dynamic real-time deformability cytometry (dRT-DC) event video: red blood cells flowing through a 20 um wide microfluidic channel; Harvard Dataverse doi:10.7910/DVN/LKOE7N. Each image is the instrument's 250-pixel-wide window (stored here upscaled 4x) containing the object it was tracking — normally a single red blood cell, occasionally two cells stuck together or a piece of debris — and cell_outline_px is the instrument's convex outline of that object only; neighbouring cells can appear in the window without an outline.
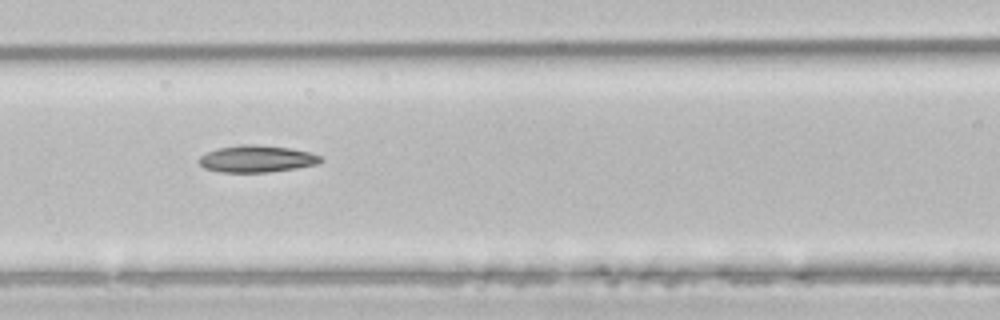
{"species": "common noctule bat (a hibernating species)", "species_latin": "Nyctalus noctula", "temperature_condition": "room temperature", "stored_images_in_passage": 6, "camera_frame_rate_fps": 3000, "um_per_image_px": 0.085, "animal": {"sex": "male", "body_mass_g": 21.5, "forearm_length_mm": 52.0}, "frame": {"image": 1, "passage_image": 4, "time_ms": 1.0, "image_size_px": [1000, 320], "cell_outline_px": [[324, 160], [316, 164], [296, 168], [268, 172], [220, 172], [204, 168], [200, 164], [200, 156], [216, 148], [240, 144], [260, 144], [288, 148], [308, 152], [324, 156]], "centroid_in_image_um": [21.84, 13.49], "position_along_channel_um": 144.8, "area_um2": 19.13}}
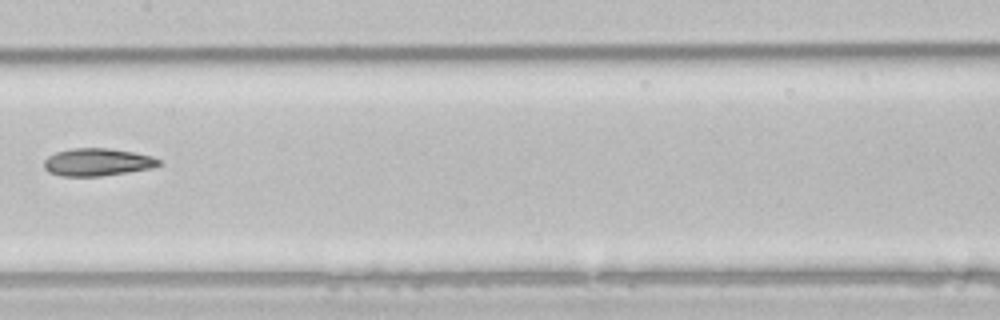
{"frame": {"image": 2, "passage_image": 5, "time_ms": 1.333, "image_size_px": [1000, 320], "cell_outline_px": [[160, 164], [152, 168], [128, 172], [100, 176], [60, 176], [48, 172], [44, 168], [44, 160], [48, 156], [56, 152], [72, 148], [108, 148], [132, 152], [152, 156], [160, 160]], "centroid_in_image_um": [8.25, 13.78], "position_along_channel_um": 199.2, "area_um2": 18.44}}
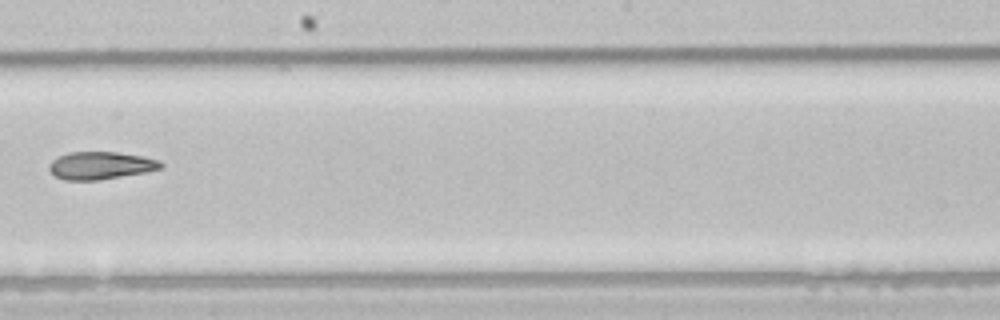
{"frame": {"image": 3, "passage_image": 6, "time_ms": 1.667, "image_size_px": [1000, 320], "cell_outline_px": [[164, 168], [144, 172], [100, 180], [64, 180], [56, 176], [48, 168], [48, 164], [56, 156], [68, 152], [116, 152], [144, 156], [160, 160], [164, 164]], "centroid_in_image_um": [8.56, 14.06], "position_along_channel_um": 239.6, "area_um2": 18.15}}